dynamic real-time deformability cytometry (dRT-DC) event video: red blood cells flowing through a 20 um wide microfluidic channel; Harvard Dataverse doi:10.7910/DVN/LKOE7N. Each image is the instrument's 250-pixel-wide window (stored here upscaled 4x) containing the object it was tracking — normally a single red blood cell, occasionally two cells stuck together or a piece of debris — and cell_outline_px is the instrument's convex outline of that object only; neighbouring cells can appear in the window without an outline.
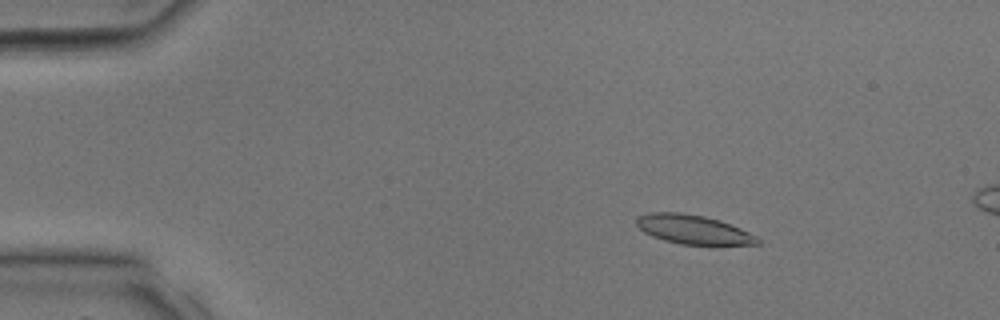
{"species": "common noctule bat (a hibernating species)", "species_latin": "Nyctalus noctula", "temperature_condition": "room temperature", "stored_images_in_passage": 10, "camera_frame_rate_fps": 3000, "um_per_image_px": 0.085, "animal": {"sex": "male", "body_mass_g": 17.9, "forearm_length_mm": 54.2}, "frame": {"image": 1, "passage_image": 6, "time_ms": 1.667, "image_size_px": [1000, 320], "cell_outline_px": [[760, 244], [716, 248], [680, 244], [664, 240], [652, 236], [644, 232], [636, 224], [636, 216], [648, 212], [680, 212], [704, 216], [720, 220], [740, 228], [756, 236], [760, 240]], "centroid_in_image_um": [59.0, 19.56], "position_along_channel_um": 26.0, "area_um2": 21.56}}